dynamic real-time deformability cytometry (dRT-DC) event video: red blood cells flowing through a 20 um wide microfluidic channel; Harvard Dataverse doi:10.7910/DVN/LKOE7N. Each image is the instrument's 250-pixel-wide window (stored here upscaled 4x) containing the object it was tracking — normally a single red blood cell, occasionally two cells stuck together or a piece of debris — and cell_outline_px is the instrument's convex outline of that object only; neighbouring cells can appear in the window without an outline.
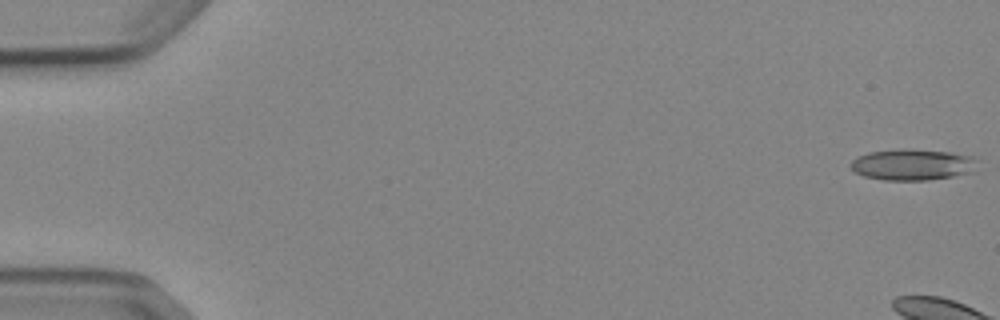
{"species": "Egyptian fruit bat (a non-hibernating species)", "species_latin": "Rousettus aegyptiacus", "temperature_condition": "cold", "stored_images_in_passage": 6, "camera_frame_rate_fps": 3000, "um_per_image_px": 0.085, "animal": {"sex": "female"}, "frame": {"image": 1, "passage_image": 1, "time_ms": 0.0, "image_size_px": [1000, 320], "cell_outline_px": [[976, 172], [928, 180], [884, 180], [864, 176], [856, 172], [848, 164], [856, 156], [868, 152], [948, 152], [976, 156]], "centroid_in_image_um": [77.6, 14.05], "position_along_channel_um": 7.4, "area_um2": 22.14}}